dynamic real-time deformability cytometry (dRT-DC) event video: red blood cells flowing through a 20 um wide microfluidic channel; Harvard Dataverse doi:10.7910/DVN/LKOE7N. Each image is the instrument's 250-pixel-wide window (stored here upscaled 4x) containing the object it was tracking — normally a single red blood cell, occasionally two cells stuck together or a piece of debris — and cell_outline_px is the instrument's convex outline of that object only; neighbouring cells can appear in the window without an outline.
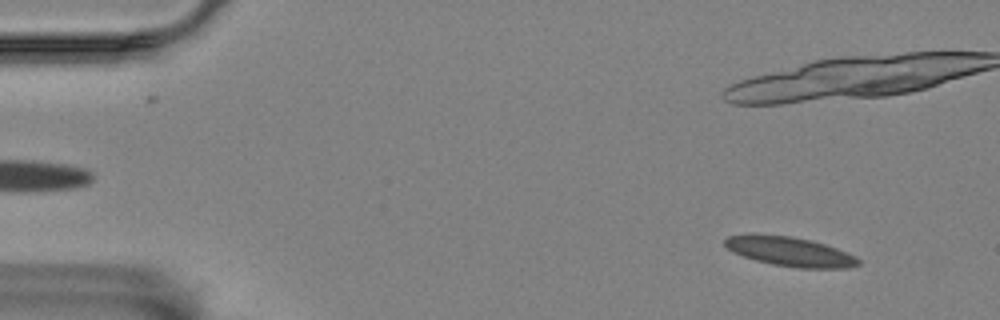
{"species": "Egyptian fruit bat (a non-hibernating species)", "species_latin": "Rousettus aegyptiacus", "temperature_condition": "room temperature", "stored_images_in_passage": 6, "camera_frame_rate_fps": 3000, "um_per_image_px": 0.085, "animal": {"sex": "female"}, "frame": {"image": 1, "passage_image": 1, "time_ms": 0.0, "image_size_px": [1000, 320], "cell_outline_px": [[860, 264], [848, 268], [796, 268], [772, 264], [756, 260], [732, 252], [724, 244], [724, 240], [728, 236], [748, 232], [752, 232], [792, 236], [812, 240], [848, 252], [856, 256], [860, 260]], "centroid_in_image_um": [67.11, 21.35], "position_along_channel_um": 17.9, "area_um2": 23.35}}